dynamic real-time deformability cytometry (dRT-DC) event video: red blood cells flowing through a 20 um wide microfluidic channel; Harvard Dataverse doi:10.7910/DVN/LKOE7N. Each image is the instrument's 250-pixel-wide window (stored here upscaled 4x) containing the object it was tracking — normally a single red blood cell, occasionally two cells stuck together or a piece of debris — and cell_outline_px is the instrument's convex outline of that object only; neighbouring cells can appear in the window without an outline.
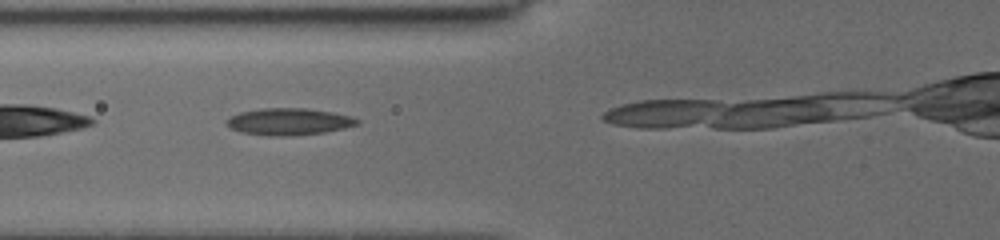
{"species": "common noctule bat (a hibernating species)", "species_latin": "Nyctalus noctula", "temperature_condition": "cold", "stored_images_in_passage": 11, "camera_frame_rate_fps": 3000, "um_per_image_px": 0.085, "animal": {"sex": "female", "body_mass_g": 19.5, "forearm_length_mm": 54.1}, "frame": {"image": 1, "passage_image": 6, "time_ms": 1.0, "image_size_px": [1000, 240], "cell_outline_px": [[360, 124], [344, 128], [324, 132], [296, 136], [268, 136], [244, 132], [232, 128], [228, 124], [228, 120], [232, 116], [240, 112], [264, 108], [308, 108], [332, 112], [352, 116], [360, 120]], "centroid_in_image_um": [24.64, 10.34], "position_along_channel_um": 101.2, "area_um2": 20.35}}